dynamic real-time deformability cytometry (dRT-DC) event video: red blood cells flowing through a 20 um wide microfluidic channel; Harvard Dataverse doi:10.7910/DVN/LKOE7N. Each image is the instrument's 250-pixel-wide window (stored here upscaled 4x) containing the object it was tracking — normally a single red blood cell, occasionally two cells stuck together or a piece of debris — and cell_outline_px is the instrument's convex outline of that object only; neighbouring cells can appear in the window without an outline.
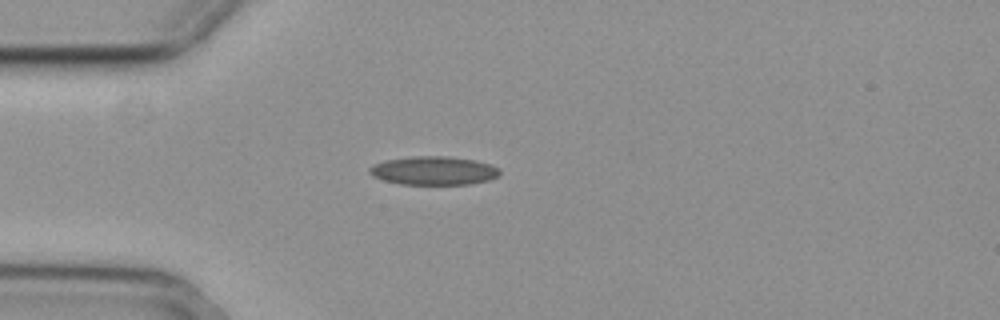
{"species": "common noctule bat (a hibernating species)", "species_latin": "Nyctalus noctula", "temperature_condition": "cold", "stored_images_in_passage": 7, "camera_frame_rate_fps": 3000, "um_per_image_px": 0.085, "animal": {"sex": "female", "body_mass_g": 29.2, "forearm_length_mm": 56.3}, "frame": {"image": 1, "passage_image": 1, "time_ms": 0.0, "image_size_px": [1000, 320], "cell_outline_px": [[500, 172], [496, 176], [488, 180], [468, 184], [400, 184], [384, 180], [372, 176], [368, 172], [368, 168], [372, 164], [388, 160], [416, 156], [448, 156], [472, 160], [488, 164], [496, 168]], "centroid_in_image_um": [36.79, 14.51], "position_along_channel_um": 48.2, "area_um2": 21.33}}